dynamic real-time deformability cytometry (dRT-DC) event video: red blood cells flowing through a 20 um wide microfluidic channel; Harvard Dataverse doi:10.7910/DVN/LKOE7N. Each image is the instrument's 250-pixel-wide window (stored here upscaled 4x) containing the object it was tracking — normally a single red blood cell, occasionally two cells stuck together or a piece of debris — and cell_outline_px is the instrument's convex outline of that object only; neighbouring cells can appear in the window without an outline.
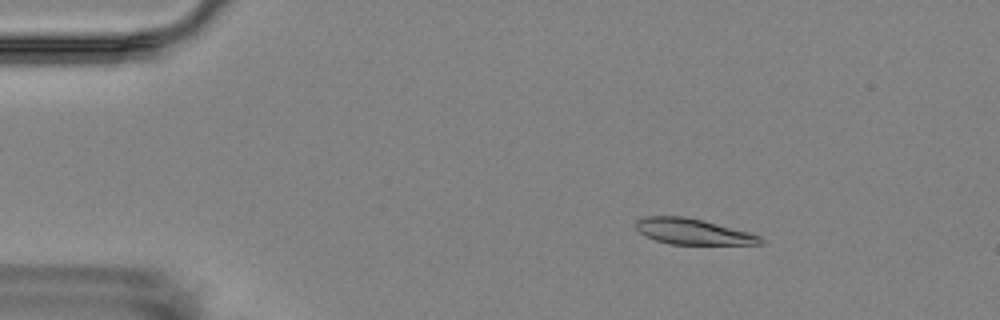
{"species": "Egyptian fruit bat (a non-hibernating species)", "species_latin": "Rousettus aegyptiacus", "temperature_condition": "room temperature", "stored_images_in_passage": 6, "camera_frame_rate_fps": 3000, "um_per_image_px": 0.085, "animal": {"sex": "female"}, "frame": {"image": 1, "passage_image": 3, "time_ms": 2.333, "image_size_px": [1000, 320], "cell_outline_px": [[764, 244], [668, 244], [644, 236], [636, 228], [636, 220], [648, 216], [684, 216], [748, 232], [760, 236], [764, 240]], "centroid_in_image_um": [58.87, 19.69], "position_along_channel_um": 26.1, "area_um2": 18.44}}